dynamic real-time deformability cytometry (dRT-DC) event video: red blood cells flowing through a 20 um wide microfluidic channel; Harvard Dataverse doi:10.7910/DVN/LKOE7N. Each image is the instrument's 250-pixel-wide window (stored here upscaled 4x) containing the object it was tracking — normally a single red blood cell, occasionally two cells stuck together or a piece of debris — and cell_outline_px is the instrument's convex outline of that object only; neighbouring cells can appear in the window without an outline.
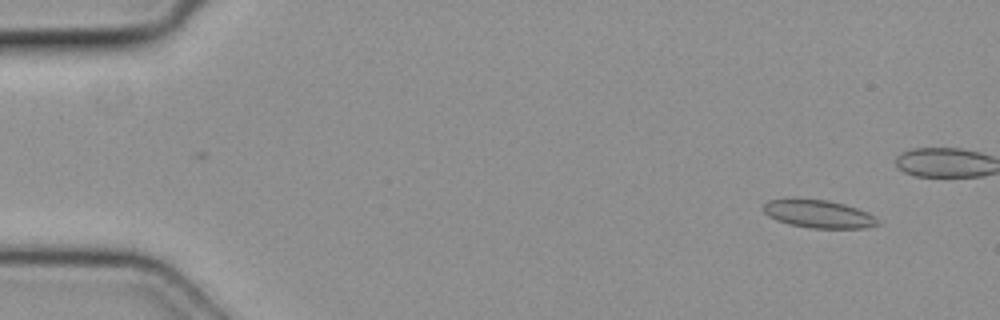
{"species": "common noctule bat (a hibernating species)", "species_latin": "Nyctalus noctula", "temperature_condition": "cold", "stored_images_in_passage": 5, "camera_frame_rate_fps": 3000, "um_per_image_px": 0.085, "animal": {"sex": "female", "body_mass_g": 19.3, "forearm_length_mm": 54.1}, "frame": {"image": 1, "passage_image": 1, "time_ms": 0.0, "image_size_px": [1000, 320], "cell_outline_px": [[880, 224], [864, 228], [812, 228], [788, 224], [776, 220], [768, 216], [764, 212], [764, 204], [768, 200], [792, 196], [828, 200], [844, 204], [868, 212], [876, 216], [880, 220]], "centroid_in_image_um": [69.55, 18.15], "position_along_channel_um": 15.5, "area_um2": 19.25}}